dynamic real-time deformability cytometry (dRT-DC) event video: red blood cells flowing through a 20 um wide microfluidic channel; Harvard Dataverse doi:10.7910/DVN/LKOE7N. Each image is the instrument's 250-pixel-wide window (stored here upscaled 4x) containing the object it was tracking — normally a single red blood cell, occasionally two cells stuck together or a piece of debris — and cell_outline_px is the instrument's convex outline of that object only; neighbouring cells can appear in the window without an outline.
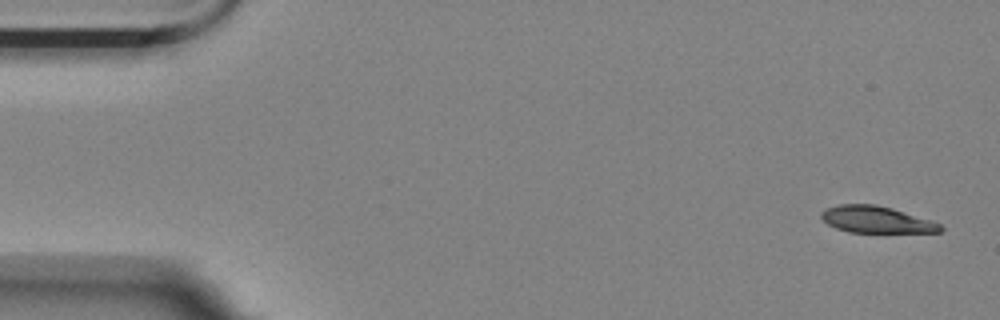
{"species": "Egyptian fruit bat (a non-hibernating species)", "species_latin": "Rousettus aegyptiacus", "temperature_condition": "room temperature", "stored_images_in_passage": 4, "camera_frame_rate_fps": 3000, "um_per_image_px": 0.085, "animal": {"sex": "female"}, "frame": {"image": 1, "passage_image": 1, "time_ms": 0.0, "image_size_px": [1000, 320], "cell_outline_px": [[944, 228], [940, 232], [848, 232], [836, 228], [828, 224], [820, 216], [820, 212], [828, 208], [840, 204], [876, 204], [892, 208], [932, 220], [940, 224]], "centroid_in_image_um": [74.5, 18.66], "position_along_channel_um": 10.5, "area_um2": 18.5}}
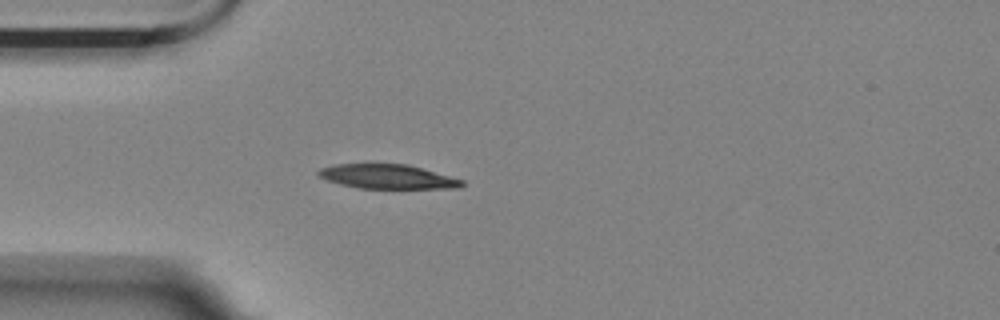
{"frame": {"image": 2, "passage_image": 4, "time_ms": 1.0, "image_size_px": [1000, 320], "cell_outline_px": [[464, 184], [460, 188], [360, 188], [340, 184], [328, 180], [320, 176], [316, 172], [320, 168], [336, 164], [408, 164], [464, 180]], "centroid_in_image_um": [32.95, 15.01], "position_along_channel_um": 52.0, "area_um2": 20.17}}